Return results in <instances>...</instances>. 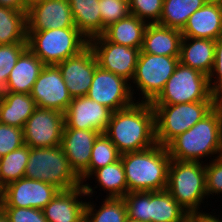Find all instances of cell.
Returning <instances> with one entry per match:
<instances>
[{
    "label": "cell",
    "mask_w": 222,
    "mask_h": 222,
    "mask_svg": "<svg viewBox=\"0 0 222 222\" xmlns=\"http://www.w3.org/2000/svg\"><path fill=\"white\" fill-rule=\"evenodd\" d=\"M112 112L108 107L87 96L72 98L68 109L64 112V127L104 133Z\"/></svg>",
    "instance_id": "obj_17"
},
{
    "label": "cell",
    "mask_w": 222,
    "mask_h": 222,
    "mask_svg": "<svg viewBox=\"0 0 222 222\" xmlns=\"http://www.w3.org/2000/svg\"><path fill=\"white\" fill-rule=\"evenodd\" d=\"M104 134L121 155L154 146L157 142L152 104L135 102L125 109L112 112Z\"/></svg>",
    "instance_id": "obj_1"
},
{
    "label": "cell",
    "mask_w": 222,
    "mask_h": 222,
    "mask_svg": "<svg viewBox=\"0 0 222 222\" xmlns=\"http://www.w3.org/2000/svg\"><path fill=\"white\" fill-rule=\"evenodd\" d=\"M183 37L217 40L222 35V0H208L181 30Z\"/></svg>",
    "instance_id": "obj_21"
},
{
    "label": "cell",
    "mask_w": 222,
    "mask_h": 222,
    "mask_svg": "<svg viewBox=\"0 0 222 222\" xmlns=\"http://www.w3.org/2000/svg\"><path fill=\"white\" fill-rule=\"evenodd\" d=\"M3 199V187L0 185V204L2 202Z\"/></svg>",
    "instance_id": "obj_45"
},
{
    "label": "cell",
    "mask_w": 222,
    "mask_h": 222,
    "mask_svg": "<svg viewBox=\"0 0 222 222\" xmlns=\"http://www.w3.org/2000/svg\"><path fill=\"white\" fill-rule=\"evenodd\" d=\"M208 0H164L160 24L182 30L188 18L199 10Z\"/></svg>",
    "instance_id": "obj_29"
},
{
    "label": "cell",
    "mask_w": 222,
    "mask_h": 222,
    "mask_svg": "<svg viewBox=\"0 0 222 222\" xmlns=\"http://www.w3.org/2000/svg\"><path fill=\"white\" fill-rule=\"evenodd\" d=\"M75 27L88 39L102 35L99 0H68Z\"/></svg>",
    "instance_id": "obj_27"
},
{
    "label": "cell",
    "mask_w": 222,
    "mask_h": 222,
    "mask_svg": "<svg viewBox=\"0 0 222 222\" xmlns=\"http://www.w3.org/2000/svg\"><path fill=\"white\" fill-rule=\"evenodd\" d=\"M95 176L98 186L107 191L106 197L123 198L128 193L126 176L121 158L109 165L95 170L89 178Z\"/></svg>",
    "instance_id": "obj_30"
},
{
    "label": "cell",
    "mask_w": 222,
    "mask_h": 222,
    "mask_svg": "<svg viewBox=\"0 0 222 222\" xmlns=\"http://www.w3.org/2000/svg\"><path fill=\"white\" fill-rule=\"evenodd\" d=\"M99 134L96 130L63 128L61 147L82 184L88 179L92 148Z\"/></svg>",
    "instance_id": "obj_19"
},
{
    "label": "cell",
    "mask_w": 222,
    "mask_h": 222,
    "mask_svg": "<svg viewBox=\"0 0 222 222\" xmlns=\"http://www.w3.org/2000/svg\"><path fill=\"white\" fill-rule=\"evenodd\" d=\"M191 222H217L210 214L193 216Z\"/></svg>",
    "instance_id": "obj_42"
},
{
    "label": "cell",
    "mask_w": 222,
    "mask_h": 222,
    "mask_svg": "<svg viewBox=\"0 0 222 222\" xmlns=\"http://www.w3.org/2000/svg\"><path fill=\"white\" fill-rule=\"evenodd\" d=\"M166 148L171 159L177 161L201 162L203 157L222 156V101L202 120L174 138Z\"/></svg>",
    "instance_id": "obj_2"
},
{
    "label": "cell",
    "mask_w": 222,
    "mask_h": 222,
    "mask_svg": "<svg viewBox=\"0 0 222 222\" xmlns=\"http://www.w3.org/2000/svg\"><path fill=\"white\" fill-rule=\"evenodd\" d=\"M25 178L52 184L60 190L80 187V178L71 169L61 145L48 148H30Z\"/></svg>",
    "instance_id": "obj_8"
},
{
    "label": "cell",
    "mask_w": 222,
    "mask_h": 222,
    "mask_svg": "<svg viewBox=\"0 0 222 222\" xmlns=\"http://www.w3.org/2000/svg\"><path fill=\"white\" fill-rule=\"evenodd\" d=\"M123 200L127 217L142 222H191V216L165 189L128 192Z\"/></svg>",
    "instance_id": "obj_7"
},
{
    "label": "cell",
    "mask_w": 222,
    "mask_h": 222,
    "mask_svg": "<svg viewBox=\"0 0 222 222\" xmlns=\"http://www.w3.org/2000/svg\"><path fill=\"white\" fill-rule=\"evenodd\" d=\"M209 161L205 165L207 197L222 194V156Z\"/></svg>",
    "instance_id": "obj_38"
},
{
    "label": "cell",
    "mask_w": 222,
    "mask_h": 222,
    "mask_svg": "<svg viewBox=\"0 0 222 222\" xmlns=\"http://www.w3.org/2000/svg\"><path fill=\"white\" fill-rule=\"evenodd\" d=\"M24 1H25V3H26L28 6H30V5H32L33 3L38 2V1H41V0H24Z\"/></svg>",
    "instance_id": "obj_44"
},
{
    "label": "cell",
    "mask_w": 222,
    "mask_h": 222,
    "mask_svg": "<svg viewBox=\"0 0 222 222\" xmlns=\"http://www.w3.org/2000/svg\"><path fill=\"white\" fill-rule=\"evenodd\" d=\"M10 222H48L43 210L25 207H0Z\"/></svg>",
    "instance_id": "obj_40"
},
{
    "label": "cell",
    "mask_w": 222,
    "mask_h": 222,
    "mask_svg": "<svg viewBox=\"0 0 222 222\" xmlns=\"http://www.w3.org/2000/svg\"><path fill=\"white\" fill-rule=\"evenodd\" d=\"M94 192L96 191L88 183L69 190H60L43 208L45 218L48 222H82L86 201L80 198L92 197Z\"/></svg>",
    "instance_id": "obj_20"
},
{
    "label": "cell",
    "mask_w": 222,
    "mask_h": 222,
    "mask_svg": "<svg viewBox=\"0 0 222 222\" xmlns=\"http://www.w3.org/2000/svg\"><path fill=\"white\" fill-rule=\"evenodd\" d=\"M30 94L37 107L57 110L63 114L72 101L57 65L43 67Z\"/></svg>",
    "instance_id": "obj_15"
},
{
    "label": "cell",
    "mask_w": 222,
    "mask_h": 222,
    "mask_svg": "<svg viewBox=\"0 0 222 222\" xmlns=\"http://www.w3.org/2000/svg\"><path fill=\"white\" fill-rule=\"evenodd\" d=\"M181 30L160 24H147L140 52L154 55L179 56L182 40Z\"/></svg>",
    "instance_id": "obj_22"
},
{
    "label": "cell",
    "mask_w": 222,
    "mask_h": 222,
    "mask_svg": "<svg viewBox=\"0 0 222 222\" xmlns=\"http://www.w3.org/2000/svg\"><path fill=\"white\" fill-rule=\"evenodd\" d=\"M27 43V11L0 6V45Z\"/></svg>",
    "instance_id": "obj_28"
},
{
    "label": "cell",
    "mask_w": 222,
    "mask_h": 222,
    "mask_svg": "<svg viewBox=\"0 0 222 222\" xmlns=\"http://www.w3.org/2000/svg\"><path fill=\"white\" fill-rule=\"evenodd\" d=\"M217 222H222V218L219 219V217H217L216 215H212V213L210 214Z\"/></svg>",
    "instance_id": "obj_46"
},
{
    "label": "cell",
    "mask_w": 222,
    "mask_h": 222,
    "mask_svg": "<svg viewBox=\"0 0 222 222\" xmlns=\"http://www.w3.org/2000/svg\"><path fill=\"white\" fill-rule=\"evenodd\" d=\"M121 1H123V2H130V0H121Z\"/></svg>",
    "instance_id": "obj_48"
},
{
    "label": "cell",
    "mask_w": 222,
    "mask_h": 222,
    "mask_svg": "<svg viewBox=\"0 0 222 222\" xmlns=\"http://www.w3.org/2000/svg\"><path fill=\"white\" fill-rule=\"evenodd\" d=\"M27 48V43L0 45V93L5 90L11 70L16 65L19 56Z\"/></svg>",
    "instance_id": "obj_34"
},
{
    "label": "cell",
    "mask_w": 222,
    "mask_h": 222,
    "mask_svg": "<svg viewBox=\"0 0 222 222\" xmlns=\"http://www.w3.org/2000/svg\"><path fill=\"white\" fill-rule=\"evenodd\" d=\"M76 28L68 0H41L27 11V31Z\"/></svg>",
    "instance_id": "obj_18"
},
{
    "label": "cell",
    "mask_w": 222,
    "mask_h": 222,
    "mask_svg": "<svg viewBox=\"0 0 222 222\" xmlns=\"http://www.w3.org/2000/svg\"><path fill=\"white\" fill-rule=\"evenodd\" d=\"M120 156L121 154L112 141L104 133H100L93 144L88 177L95 170L118 161Z\"/></svg>",
    "instance_id": "obj_33"
},
{
    "label": "cell",
    "mask_w": 222,
    "mask_h": 222,
    "mask_svg": "<svg viewBox=\"0 0 222 222\" xmlns=\"http://www.w3.org/2000/svg\"><path fill=\"white\" fill-rule=\"evenodd\" d=\"M146 26L145 21L129 14L127 17L105 28L102 35L112 43L141 50Z\"/></svg>",
    "instance_id": "obj_26"
},
{
    "label": "cell",
    "mask_w": 222,
    "mask_h": 222,
    "mask_svg": "<svg viewBox=\"0 0 222 222\" xmlns=\"http://www.w3.org/2000/svg\"><path fill=\"white\" fill-rule=\"evenodd\" d=\"M204 161H177L171 159L166 190L187 213L193 216L207 215L200 205L207 196Z\"/></svg>",
    "instance_id": "obj_4"
},
{
    "label": "cell",
    "mask_w": 222,
    "mask_h": 222,
    "mask_svg": "<svg viewBox=\"0 0 222 222\" xmlns=\"http://www.w3.org/2000/svg\"><path fill=\"white\" fill-rule=\"evenodd\" d=\"M37 108L31 94L1 92L0 123L23 129L24 124Z\"/></svg>",
    "instance_id": "obj_25"
},
{
    "label": "cell",
    "mask_w": 222,
    "mask_h": 222,
    "mask_svg": "<svg viewBox=\"0 0 222 222\" xmlns=\"http://www.w3.org/2000/svg\"><path fill=\"white\" fill-rule=\"evenodd\" d=\"M64 114L53 109L37 107L23 127L24 144L30 148L61 145Z\"/></svg>",
    "instance_id": "obj_12"
},
{
    "label": "cell",
    "mask_w": 222,
    "mask_h": 222,
    "mask_svg": "<svg viewBox=\"0 0 222 222\" xmlns=\"http://www.w3.org/2000/svg\"><path fill=\"white\" fill-rule=\"evenodd\" d=\"M59 191L60 189L52 184L23 177L3 188L0 207H25L43 210Z\"/></svg>",
    "instance_id": "obj_13"
},
{
    "label": "cell",
    "mask_w": 222,
    "mask_h": 222,
    "mask_svg": "<svg viewBox=\"0 0 222 222\" xmlns=\"http://www.w3.org/2000/svg\"><path fill=\"white\" fill-rule=\"evenodd\" d=\"M221 101H198L171 105H152L156 142L167 146L208 115Z\"/></svg>",
    "instance_id": "obj_5"
},
{
    "label": "cell",
    "mask_w": 222,
    "mask_h": 222,
    "mask_svg": "<svg viewBox=\"0 0 222 222\" xmlns=\"http://www.w3.org/2000/svg\"><path fill=\"white\" fill-rule=\"evenodd\" d=\"M179 56L154 55L140 52L132 78L136 90L141 91V101L152 103L162 92L168 79L173 75Z\"/></svg>",
    "instance_id": "obj_10"
},
{
    "label": "cell",
    "mask_w": 222,
    "mask_h": 222,
    "mask_svg": "<svg viewBox=\"0 0 222 222\" xmlns=\"http://www.w3.org/2000/svg\"><path fill=\"white\" fill-rule=\"evenodd\" d=\"M215 40L182 37L179 62L209 76L214 65Z\"/></svg>",
    "instance_id": "obj_23"
},
{
    "label": "cell",
    "mask_w": 222,
    "mask_h": 222,
    "mask_svg": "<svg viewBox=\"0 0 222 222\" xmlns=\"http://www.w3.org/2000/svg\"><path fill=\"white\" fill-rule=\"evenodd\" d=\"M102 18V34L112 23H115L125 17L129 12V2L121 0H99V7Z\"/></svg>",
    "instance_id": "obj_36"
},
{
    "label": "cell",
    "mask_w": 222,
    "mask_h": 222,
    "mask_svg": "<svg viewBox=\"0 0 222 222\" xmlns=\"http://www.w3.org/2000/svg\"><path fill=\"white\" fill-rule=\"evenodd\" d=\"M132 87L125 78L97 66L86 96L114 112L139 102L140 98L133 97L136 92Z\"/></svg>",
    "instance_id": "obj_11"
},
{
    "label": "cell",
    "mask_w": 222,
    "mask_h": 222,
    "mask_svg": "<svg viewBox=\"0 0 222 222\" xmlns=\"http://www.w3.org/2000/svg\"><path fill=\"white\" fill-rule=\"evenodd\" d=\"M125 222H142V221L132 220V219L127 217Z\"/></svg>",
    "instance_id": "obj_47"
},
{
    "label": "cell",
    "mask_w": 222,
    "mask_h": 222,
    "mask_svg": "<svg viewBox=\"0 0 222 222\" xmlns=\"http://www.w3.org/2000/svg\"><path fill=\"white\" fill-rule=\"evenodd\" d=\"M72 98L86 96L98 62L88 45L79 54L57 64Z\"/></svg>",
    "instance_id": "obj_16"
},
{
    "label": "cell",
    "mask_w": 222,
    "mask_h": 222,
    "mask_svg": "<svg viewBox=\"0 0 222 222\" xmlns=\"http://www.w3.org/2000/svg\"><path fill=\"white\" fill-rule=\"evenodd\" d=\"M214 56V65L208 76L209 87L211 92L222 101V35L215 40Z\"/></svg>",
    "instance_id": "obj_39"
},
{
    "label": "cell",
    "mask_w": 222,
    "mask_h": 222,
    "mask_svg": "<svg viewBox=\"0 0 222 222\" xmlns=\"http://www.w3.org/2000/svg\"><path fill=\"white\" fill-rule=\"evenodd\" d=\"M164 0H130L129 12L147 24L160 21ZM151 20V21H150Z\"/></svg>",
    "instance_id": "obj_35"
},
{
    "label": "cell",
    "mask_w": 222,
    "mask_h": 222,
    "mask_svg": "<svg viewBox=\"0 0 222 222\" xmlns=\"http://www.w3.org/2000/svg\"><path fill=\"white\" fill-rule=\"evenodd\" d=\"M45 64L27 48L11 70L3 92L30 94Z\"/></svg>",
    "instance_id": "obj_24"
},
{
    "label": "cell",
    "mask_w": 222,
    "mask_h": 222,
    "mask_svg": "<svg viewBox=\"0 0 222 222\" xmlns=\"http://www.w3.org/2000/svg\"><path fill=\"white\" fill-rule=\"evenodd\" d=\"M198 101H221L209 87L208 76L179 62L164 89L151 103L171 105Z\"/></svg>",
    "instance_id": "obj_9"
},
{
    "label": "cell",
    "mask_w": 222,
    "mask_h": 222,
    "mask_svg": "<svg viewBox=\"0 0 222 222\" xmlns=\"http://www.w3.org/2000/svg\"><path fill=\"white\" fill-rule=\"evenodd\" d=\"M0 6L9 7L17 11H28V5L24 0H0Z\"/></svg>",
    "instance_id": "obj_41"
},
{
    "label": "cell",
    "mask_w": 222,
    "mask_h": 222,
    "mask_svg": "<svg viewBox=\"0 0 222 222\" xmlns=\"http://www.w3.org/2000/svg\"><path fill=\"white\" fill-rule=\"evenodd\" d=\"M0 222H10L1 209H0Z\"/></svg>",
    "instance_id": "obj_43"
},
{
    "label": "cell",
    "mask_w": 222,
    "mask_h": 222,
    "mask_svg": "<svg viewBox=\"0 0 222 222\" xmlns=\"http://www.w3.org/2000/svg\"><path fill=\"white\" fill-rule=\"evenodd\" d=\"M30 147L26 144L0 158V185L7 184L25 176Z\"/></svg>",
    "instance_id": "obj_32"
},
{
    "label": "cell",
    "mask_w": 222,
    "mask_h": 222,
    "mask_svg": "<svg viewBox=\"0 0 222 222\" xmlns=\"http://www.w3.org/2000/svg\"><path fill=\"white\" fill-rule=\"evenodd\" d=\"M27 44L45 65H57L79 54L89 40L77 28H58L27 31Z\"/></svg>",
    "instance_id": "obj_6"
},
{
    "label": "cell",
    "mask_w": 222,
    "mask_h": 222,
    "mask_svg": "<svg viewBox=\"0 0 222 222\" xmlns=\"http://www.w3.org/2000/svg\"><path fill=\"white\" fill-rule=\"evenodd\" d=\"M24 145L23 129L0 123V158Z\"/></svg>",
    "instance_id": "obj_37"
},
{
    "label": "cell",
    "mask_w": 222,
    "mask_h": 222,
    "mask_svg": "<svg viewBox=\"0 0 222 222\" xmlns=\"http://www.w3.org/2000/svg\"><path fill=\"white\" fill-rule=\"evenodd\" d=\"M98 66L130 81L133 78L137 65L139 48H130L108 41L103 35L89 40Z\"/></svg>",
    "instance_id": "obj_14"
},
{
    "label": "cell",
    "mask_w": 222,
    "mask_h": 222,
    "mask_svg": "<svg viewBox=\"0 0 222 222\" xmlns=\"http://www.w3.org/2000/svg\"><path fill=\"white\" fill-rule=\"evenodd\" d=\"M126 176L128 192L165 190L171 162L165 146H154L120 156Z\"/></svg>",
    "instance_id": "obj_3"
},
{
    "label": "cell",
    "mask_w": 222,
    "mask_h": 222,
    "mask_svg": "<svg viewBox=\"0 0 222 222\" xmlns=\"http://www.w3.org/2000/svg\"><path fill=\"white\" fill-rule=\"evenodd\" d=\"M103 204L96 210L94 203L86 202L85 222H125L127 209L123 198L106 197Z\"/></svg>",
    "instance_id": "obj_31"
}]
</instances>
